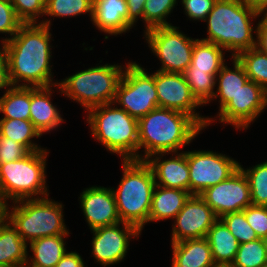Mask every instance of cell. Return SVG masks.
Wrapping results in <instances>:
<instances>
[{"label":"cell","mask_w":267,"mask_h":267,"mask_svg":"<svg viewBox=\"0 0 267 267\" xmlns=\"http://www.w3.org/2000/svg\"><path fill=\"white\" fill-rule=\"evenodd\" d=\"M69 234L41 237L28 243L31 252L28 253L27 263L24 267H55L66 254V241Z\"/></svg>","instance_id":"603a6c76"},{"label":"cell","mask_w":267,"mask_h":267,"mask_svg":"<svg viewBox=\"0 0 267 267\" xmlns=\"http://www.w3.org/2000/svg\"><path fill=\"white\" fill-rule=\"evenodd\" d=\"M189 193L200 195L207 188L228 179L239 169V162L228 155L206 151H187Z\"/></svg>","instance_id":"8fae6325"},{"label":"cell","mask_w":267,"mask_h":267,"mask_svg":"<svg viewBox=\"0 0 267 267\" xmlns=\"http://www.w3.org/2000/svg\"><path fill=\"white\" fill-rule=\"evenodd\" d=\"M90 231L93 233L91 254L94 260L103 267L125 260L130 245L129 240L131 238L137 240L141 235V231L136 226L126 222L102 226Z\"/></svg>","instance_id":"4fadbf2b"},{"label":"cell","mask_w":267,"mask_h":267,"mask_svg":"<svg viewBox=\"0 0 267 267\" xmlns=\"http://www.w3.org/2000/svg\"><path fill=\"white\" fill-rule=\"evenodd\" d=\"M233 59V60H232ZM231 61L233 64V69L228 68L227 63H225L221 70L216 75V82L218 87L214 91V97L219 98V111L236 95V93L241 89V87L249 80L242 64L238 61L236 57L231 56Z\"/></svg>","instance_id":"484cf974"},{"label":"cell","mask_w":267,"mask_h":267,"mask_svg":"<svg viewBox=\"0 0 267 267\" xmlns=\"http://www.w3.org/2000/svg\"><path fill=\"white\" fill-rule=\"evenodd\" d=\"M123 175L112 191L121 222L136 226L141 232L149 223V213L156 183L146 161L123 160Z\"/></svg>","instance_id":"277c9868"},{"label":"cell","mask_w":267,"mask_h":267,"mask_svg":"<svg viewBox=\"0 0 267 267\" xmlns=\"http://www.w3.org/2000/svg\"><path fill=\"white\" fill-rule=\"evenodd\" d=\"M202 130L204 129L188 114L157 107L138 119V160L145 161L157 153L181 151ZM142 148L144 150L139 154Z\"/></svg>","instance_id":"7a4b0ae2"},{"label":"cell","mask_w":267,"mask_h":267,"mask_svg":"<svg viewBox=\"0 0 267 267\" xmlns=\"http://www.w3.org/2000/svg\"><path fill=\"white\" fill-rule=\"evenodd\" d=\"M48 197L6 204L5 218L27 244L41 237L70 234L64 223L63 204Z\"/></svg>","instance_id":"8992f818"},{"label":"cell","mask_w":267,"mask_h":267,"mask_svg":"<svg viewBox=\"0 0 267 267\" xmlns=\"http://www.w3.org/2000/svg\"><path fill=\"white\" fill-rule=\"evenodd\" d=\"M266 107L267 91L254 81L248 80L216 117L225 125L230 124L237 130H246Z\"/></svg>","instance_id":"5bb4252c"},{"label":"cell","mask_w":267,"mask_h":267,"mask_svg":"<svg viewBox=\"0 0 267 267\" xmlns=\"http://www.w3.org/2000/svg\"><path fill=\"white\" fill-rule=\"evenodd\" d=\"M49 150L30 152L22 159L0 164V200L16 202L49 196L46 161ZM42 195V196H41Z\"/></svg>","instance_id":"ba28073f"},{"label":"cell","mask_w":267,"mask_h":267,"mask_svg":"<svg viewBox=\"0 0 267 267\" xmlns=\"http://www.w3.org/2000/svg\"><path fill=\"white\" fill-rule=\"evenodd\" d=\"M0 97V113L6 119L30 120L31 87L10 86Z\"/></svg>","instance_id":"83f0119b"},{"label":"cell","mask_w":267,"mask_h":267,"mask_svg":"<svg viewBox=\"0 0 267 267\" xmlns=\"http://www.w3.org/2000/svg\"><path fill=\"white\" fill-rule=\"evenodd\" d=\"M115 103L91 108L86 121L94 140L123 160H138V119Z\"/></svg>","instance_id":"5b68a950"},{"label":"cell","mask_w":267,"mask_h":267,"mask_svg":"<svg viewBox=\"0 0 267 267\" xmlns=\"http://www.w3.org/2000/svg\"><path fill=\"white\" fill-rule=\"evenodd\" d=\"M217 220L215 212L200 195H191L174 218L171 243L204 238Z\"/></svg>","instance_id":"2e32d148"},{"label":"cell","mask_w":267,"mask_h":267,"mask_svg":"<svg viewBox=\"0 0 267 267\" xmlns=\"http://www.w3.org/2000/svg\"><path fill=\"white\" fill-rule=\"evenodd\" d=\"M23 23L17 18L10 0H0V33L9 34L10 37H3L0 44L10 40Z\"/></svg>","instance_id":"74e56055"},{"label":"cell","mask_w":267,"mask_h":267,"mask_svg":"<svg viewBox=\"0 0 267 267\" xmlns=\"http://www.w3.org/2000/svg\"><path fill=\"white\" fill-rule=\"evenodd\" d=\"M242 166L240 163L239 168L249 183L252 205L267 206V161L249 167V169Z\"/></svg>","instance_id":"1f68e13d"},{"label":"cell","mask_w":267,"mask_h":267,"mask_svg":"<svg viewBox=\"0 0 267 267\" xmlns=\"http://www.w3.org/2000/svg\"><path fill=\"white\" fill-rule=\"evenodd\" d=\"M92 23L105 34L120 35L133 27L128 23L126 0H93Z\"/></svg>","instance_id":"d6986e66"},{"label":"cell","mask_w":267,"mask_h":267,"mask_svg":"<svg viewBox=\"0 0 267 267\" xmlns=\"http://www.w3.org/2000/svg\"><path fill=\"white\" fill-rule=\"evenodd\" d=\"M29 153L25 146L12 138L0 136V164L22 159Z\"/></svg>","instance_id":"ab89813d"},{"label":"cell","mask_w":267,"mask_h":267,"mask_svg":"<svg viewBox=\"0 0 267 267\" xmlns=\"http://www.w3.org/2000/svg\"><path fill=\"white\" fill-rule=\"evenodd\" d=\"M147 0H126L128 23L133 27L139 18L143 21L144 4Z\"/></svg>","instance_id":"7bdbcfd3"},{"label":"cell","mask_w":267,"mask_h":267,"mask_svg":"<svg viewBox=\"0 0 267 267\" xmlns=\"http://www.w3.org/2000/svg\"><path fill=\"white\" fill-rule=\"evenodd\" d=\"M55 267H85V263L78 252L67 251Z\"/></svg>","instance_id":"ee69618b"},{"label":"cell","mask_w":267,"mask_h":267,"mask_svg":"<svg viewBox=\"0 0 267 267\" xmlns=\"http://www.w3.org/2000/svg\"><path fill=\"white\" fill-rule=\"evenodd\" d=\"M235 57L242 64L249 80L267 91V54L253 47L239 52Z\"/></svg>","instance_id":"f546056e"},{"label":"cell","mask_w":267,"mask_h":267,"mask_svg":"<svg viewBox=\"0 0 267 267\" xmlns=\"http://www.w3.org/2000/svg\"><path fill=\"white\" fill-rule=\"evenodd\" d=\"M79 199L90 230L121 222L112 187L95 185L85 188Z\"/></svg>","instance_id":"e0dca14e"},{"label":"cell","mask_w":267,"mask_h":267,"mask_svg":"<svg viewBox=\"0 0 267 267\" xmlns=\"http://www.w3.org/2000/svg\"><path fill=\"white\" fill-rule=\"evenodd\" d=\"M177 3V0H147L143 12L144 32L156 27L171 26L172 23L167 22V18Z\"/></svg>","instance_id":"e575fe53"},{"label":"cell","mask_w":267,"mask_h":267,"mask_svg":"<svg viewBox=\"0 0 267 267\" xmlns=\"http://www.w3.org/2000/svg\"><path fill=\"white\" fill-rule=\"evenodd\" d=\"M214 267H233L232 265H215Z\"/></svg>","instance_id":"c3c4849f"},{"label":"cell","mask_w":267,"mask_h":267,"mask_svg":"<svg viewBox=\"0 0 267 267\" xmlns=\"http://www.w3.org/2000/svg\"><path fill=\"white\" fill-rule=\"evenodd\" d=\"M224 50L214 43L197 39L193 47L191 64L187 69L218 74L225 64Z\"/></svg>","instance_id":"4316f807"},{"label":"cell","mask_w":267,"mask_h":267,"mask_svg":"<svg viewBox=\"0 0 267 267\" xmlns=\"http://www.w3.org/2000/svg\"><path fill=\"white\" fill-rule=\"evenodd\" d=\"M172 267H214L212 251L206 237L171 243Z\"/></svg>","instance_id":"44dd1931"},{"label":"cell","mask_w":267,"mask_h":267,"mask_svg":"<svg viewBox=\"0 0 267 267\" xmlns=\"http://www.w3.org/2000/svg\"><path fill=\"white\" fill-rule=\"evenodd\" d=\"M140 64L129 61L117 87L115 105L139 119L158 107L154 73L149 74Z\"/></svg>","instance_id":"9c48e42d"},{"label":"cell","mask_w":267,"mask_h":267,"mask_svg":"<svg viewBox=\"0 0 267 267\" xmlns=\"http://www.w3.org/2000/svg\"><path fill=\"white\" fill-rule=\"evenodd\" d=\"M22 24L18 32L3 44L11 86L50 87L53 82L51 65V21ZM21 82V83H20ZM20 83V84H19Z\"/></svg>","instance_id":"6da1fadb"},{"label":"cell","mask_w":267,"mask_h":267,"mask_svg":"<svg viewBox=\"0 0 267 267\" xmlns=\"http://www.w3.org/2000/svg\"><path fill=\"white\" fill-rule=\"evenodd\" d=\"M28 244L5 218L0 223V267H24L27 263Z\"/></svg>","instance_id":"cb8c5ba5"},{"label":"cell","mask_w":267,"mask_h":267,"mask_svg":"<svg viewBox=\"0 0 267 267\" xmlns=\"http://www.w3.org/2000/svg\"><path fill=\"white\" fill-rule=\"evenodd\" d=\"M168 154L157 153L145 160L153 171L156 185L189 192L187 151L172 152L169 159H163Z\"/></svg>","instance_id":"ac0fdd59"},{"label":"cell","mask_w":267,"mask_h":267,"mask_svg":"<svg viewBox=\"0 0 267 267\" xmlns=\"http://www.w3.org/2000/svg\"><path fill=\"white\" fill-rule=\"evenodd\" d=\"M217 0H181L182 7L188 19L205 21Z\"/></svg>","instance_id":"60d3db41"},{"label":"cell","mask_w":267,"mask_h":267,"mask_svg":"<svg viewBox=\"0 0 267 267\" xmlns=\"http://www.w3.org/2000/svg\"><path fill=\"white\" fill-rule=\"evenodd\" d=\"M178 29L179 27L171 25L144 32L148 47L162 64L156 71L183 74L190 66L197 39L187 37Z\"/></svg>","instance_id":"30bf717a"},{"label":"cell","mask_w":267,"mask_h":267,"mask_svg":"<svg viewBox=\"0 0 267 267\" xmlns=\"http://www.w3.org/2000/svg\"><path fill=\"white\" fill-rule=\"evenodd\" d=\"M17 18L23 24L39 23L37 20L45 16L46 0H10Z\"/></svg>","instance_id":"8d00e7d4"},{"label":"cell","mask_w":267,"mask_h":267,"mask_svg":"<svg viewBox=\"0 0 267 267\" xmlns=\"http://www.w3.org/2000/svg\"><path fill=\"white\" fill-rule=\"evenodd\" d=\"M125 67L118 64H98L66 77L53 87L83 106L86 112L91 108L114 102Z\"/></svg>","instance_id":"52a82bcc"},{"label":"cell","mask_w":267,"mask_h":267,"mask_svg":"<svg viewBox=\"0 0 267 267\" xmlns=\"http://www.w3.org/2000/svg\"><path fill=\"white\" fill-rule=\"evenodd\" d=\"M261 19L256 23L257 32L255 48L259 51L267 54V12L259 15Z\"/></svg>","instance_id":"b9f144b4"},{"label":"cell","mask_w":267,"mask_h":267,"mask_svg":"<svg viewBox=\"0 0 267 267\" xmlns=\"http://www.w3.org/2000/svg\"><path fill=\"white\" fill-rule=\"evenodd\" d=\"M200 196L218 218L228 213L243 211L252 205L249 183L240 168L228 179L207 188Z\"/></svg>","instance_id":"9a60e30c"},{"label":"cell","mask_w":267,"mask_h":267,"mask_svg":"<svg viewBox=\"0 0 267 267\" xmlns=\"http://www.w3.org/2000/svg\"><path fill=\"white\" fill-rule=\"evenodd\" d=\"M52 87H31L30 120L41 135L56 130L64 122L57 106L50 100L54 92Z\"/></svg>","instance_id":"ffe728a7"},{"label":"cell","mask_w":267,"mask_h":267,"mask_svg":"<svg viewBox=\"0 0 267 267\" xmlns=\"http://www.w3.org/2000/svg\"><path fill=\"white\" fill-rule=\"evenodd\" d=\"M154 83L158 96V107L181 111L191 116L203 129L212 121H217L209 116L205 117L196 112L202 105L192 95L190 86L181 73L154 72Z\"/></svg>","instance_id":"7c38bea8"},{"label":"cell","mask_w":267,"mask_h":267,"mask_svg":"<svg viewBox=\"0 0 267 267\" xmlns=\"http://www.w3.org/2000/svg\"><path fill=\"white\" fill-rule=\"evenodd\" d=\"M243 0H217L213 9L207 15V38H201L232 53V57L239 52L255 47L257 27H253L255 19L259 18ZM228 50V51H227Z\"/></svg>","instance_id":"3957f363"},{"label":"cell","mask_w":267,"mask_h":267,"mask_svg":"<svg viewBox=\"0 0 267 267\" xmlns=\"http://www.w3.org/2000/svg\"><path fill=\"white\" fill-rule=\"evenodd\" d=\"M243 2L259 14L267 12V0H243Z\"/></svg>","instance_id":"bcb514c9"},{"label":"cell","mask_w":267,"mask_h":267,"mask_svg":"<svg viewBox=\"0 0 267 267\" xmlns=\"http://www.w3.org/2000/svg\"><path fill=\"white\" fill-rule=\"evenodd\" d=\"M243 212L258 238L267 239V206H247Z\"/></svg>","instance_id":"f35d334b"},{"label":"cell","mask_w":267,"mask_h":267,"mask_svg":"<svg viewBox=\"0 0 267 267\" xmlns=\"http://www.w3.org/2000/svg\"><path fill=\"white\" fill-rule=\"evenodd\" d=\"M0 48V90L5 89V91L11 86L9 75L7 58L3 44Z\"/></svg>","instance_id":"f6af8a7d"},{"label":"cell","mask_w":267,"mask_h":267,"mask_svg":"<svg viewBox=\"0 0 267 267\" xmlns=\"http://www.w3.org/2000/svg\"><path fill=\"white\" fill-rule=\"evenodd\" d=\"M220 219L240 244L258 239L255 231L246 221L243 211L225 214Z\"/></svg>","instance_id":"d590c367"},{"label":"cell","mask_w":267,"mask_h":267,"mask_svg":"<svg viewBox=\"0 0 267 267\" xmlns=\"http://www.w3.org/2000/svg\"><path fill=\"white\" fill-rule=\"evenodd\" d=\"M0 136L12 138L30 152L44 149L33 140V138H39L42 135L34 127L31 120L0 118Z\"/></svg>","instance_id":"f1b7e54d"},{"label":"cell","mask_w":267,"mask_h":267,"mask_svg":"<svg viewBox=\"0 0 267 267\" xmlns=\"http://www.w3.org/2000/svg\"><path fill=\"white\" fill-rule=\"evenodd\" d=\"M86 13L92 20L93 0H46V16L70 18Z\"/></svg>","instance_id":"836d02e7"},{"label":"cell","mask_w":267,"mask_h":267,"mask_svg":"<svg viewBox=\"0 0 267 267\" xmlns=\"http://www.w3.org/2000/svg\"><path fill=\"white\" fill-rule=\"evenodd\" d=\"M191 196L188 191L155 186L152 196L149 223L173 219Z\"/></svg>","instance_id":"7402d4cb"},{"label":"cell","mask_w":267,"mask_h":267,"mask_svg":"<svg viewBox=\"0 0 267 267\" xmlns=\"http://www.w3.org/2000/svg\"><path fill=\"white\" fill-rule=\"evenodd\" d=\"M192 95L197 99L201 105L211 103L214 97V89L216 87V75L194 69H186L183 73Z\"/></svg>","instance_id":"d6a6232c"},{"label":"cell","mask_w":267,"mask_h":267,"mask_svg":"<svg viewBox=\"0 0 267 267\" xmlns=\"http://www.w3.org/2000/svg\"><path fill=\"white\" fill-rule=\"evenodd\" d=\"M6 205L0 200V223L5 219Z\"/></svg>","instance_id":"7dc6e473"},{"label":"cell","mask_w":267,"mask_h":267,"mask_svg":"<svg viewBox=\"0 0 267 267\" xmlns=\"http://www.w3.org/2000/svg\"><path fill=\"white\" fill-rule=\"evenodd\" d=\"M267 264V242L266 239L239 244L235 259L231 264L233 267H261Z\"/></svg>","instance_id":"4dcf8cb0"},{"label":"cell","mask_w":267,"mask_h":267,"mask_svg":"<svg viewBox=\"0 0 267 267\" xmlns=\"http://www.w3.org/2000/svg\"><path fill=\"white\" fill-rule=\"evenodd\" d=\"M206 238L209 242L215 264L231 265L240 243L220 218L209 229Z\"/></svg>","instance_id":"d4e9b609"}]
</instances>
